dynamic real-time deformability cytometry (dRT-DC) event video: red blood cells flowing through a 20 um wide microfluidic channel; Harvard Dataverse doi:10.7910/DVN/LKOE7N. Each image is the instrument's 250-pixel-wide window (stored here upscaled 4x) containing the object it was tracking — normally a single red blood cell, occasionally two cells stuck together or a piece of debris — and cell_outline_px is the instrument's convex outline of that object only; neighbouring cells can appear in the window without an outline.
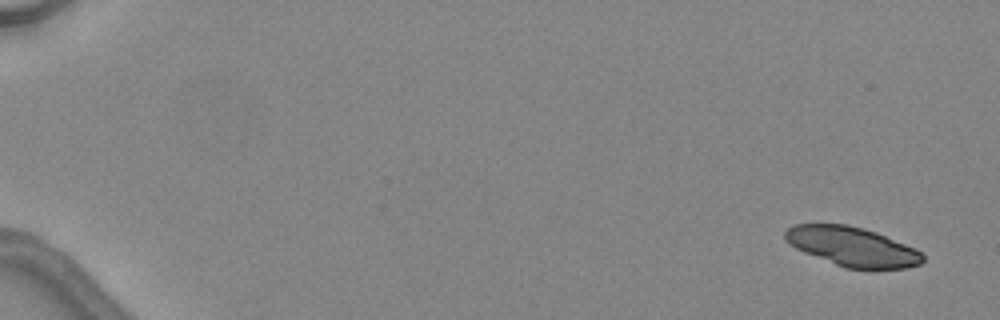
{"species": "common noctule bat (a hibernating species)", "species_latin": "Nyctalus noctula", "temperature_condition": "warm", "stored_images_in_passage": 6, "camera_frame_rate_fps": 3000, "um_per_image_px": 0.085, "animal": {"sex": "female", "body_mass_g": 24.6, "forearm_length_mm": 56.2}, "frame": {"image": 1, "passage_image": 1, "time_ms": 0.0, "image_size_px": [1000, 320], "cell_outline_px": [[924, 260], [920, 264], [908, 268], [844, 268], [804, 252], [788, 244], [784, 240], [784, 232], [792, 224], [848, 224], [864, 228], [876, 232], [916, 248], [924, 252]], "centroid_in_image_um": [72.44, 20.95], "position_along_channel_um": 12.6, "area_um2": 31.67}}
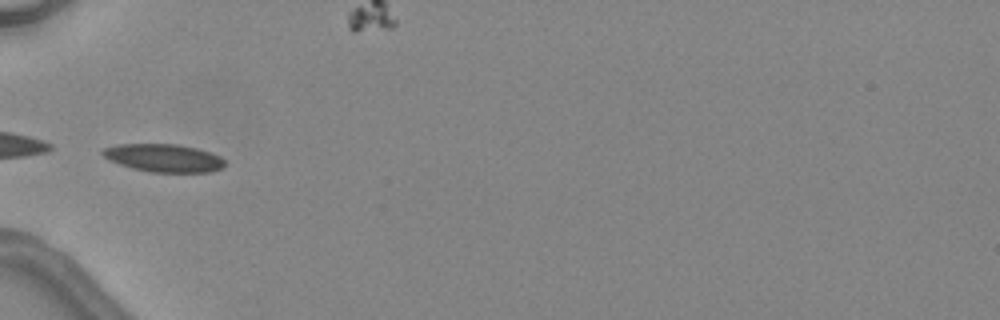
{"frame": {"image": 2, "passage_image": 5, "time_ms": 5.667, "image_size_px": [1000, 320], "cell_outline_px": [[224, 164], [220, 168], [212, 172], [148, 172], [132, 168], [120, 164], [104, 156], [100, 152], [104, 148], [120, 144], [176, 144], [196, 148], [220, 156], [224, 160]], "centroid_in_image_um": [13.92, 13.43], "position_along_channel_um": 71.1, "area_um2": 19.65}}